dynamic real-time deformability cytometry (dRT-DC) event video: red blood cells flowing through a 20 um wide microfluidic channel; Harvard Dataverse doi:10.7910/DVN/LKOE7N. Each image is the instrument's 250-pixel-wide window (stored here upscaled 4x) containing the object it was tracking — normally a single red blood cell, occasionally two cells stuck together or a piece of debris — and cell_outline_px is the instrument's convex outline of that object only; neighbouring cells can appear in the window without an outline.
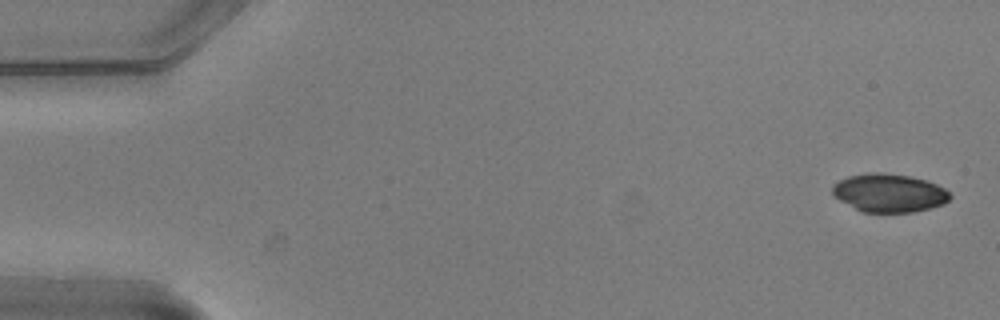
{"species": "common noctule bat (a hibernating species)", "species_latin": "Nyctalus noctula", "temperature_condition": "warm", "stored_images_in_passage": 7, "camera_frame_rate_fps": 3000, "um_per_image_px": 0.085, "animal": {"sex": "male", "body_mass_g": 20.5, "forearm_length_mm": 52.5}, "frame": {"image": 1, "passage_image": 1, "time_ms": 0.0, "image_size_px": [1000, 320], "cell_outline_px": [[952, 196], [944, 204], [912, 212], [864, 212], [832, 196], [832, 184], [848, 176], [868, 172], [884, 172], [908, 176], [928, 180], [944, 188]], "centroid_in_image_um": [75.56, 16.38], "position_along_channel_um": 9.4, "area_um2": 26.24}}